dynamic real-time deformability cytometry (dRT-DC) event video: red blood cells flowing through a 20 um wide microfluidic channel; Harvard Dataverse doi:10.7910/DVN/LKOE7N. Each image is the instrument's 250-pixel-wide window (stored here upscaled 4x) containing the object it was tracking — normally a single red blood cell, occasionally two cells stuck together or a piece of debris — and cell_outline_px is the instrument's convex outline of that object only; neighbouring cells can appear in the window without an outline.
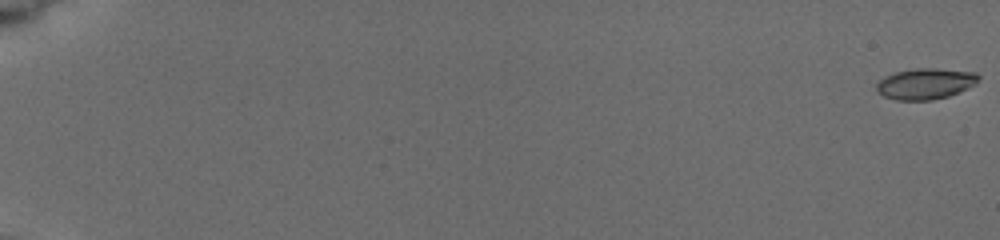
{"species": "common noctule bat (a hibernating species)", "species_latin": "Nyctalus noctula", "temperature_condition": "cold", "stored_images_in_passage": 10, "camera_frame_rate_fps": 3000, "um_per_image_px": 0.085, "animal": {"sex": "female", "body_mass_g": 19.5, "forearm_length_mm": 54.1}, "frame": {"image": 1, "passage_image": 1, "time_ms": 0.0, "image_size_px": [1000, 240], "cell_outline_px": [[980, 76], [976, 84], [968, 88], [948, 96], [932, 100], [896, 100], [884, 96], [876, 92], [876, 84], [884, 76], [896, 72], [916, 68], [936, 68], [976, 72]], "centroid_in_image_um": [78.66, 7.11], "position_along_channel_um": 6.3, "area_um2": 18.5}}
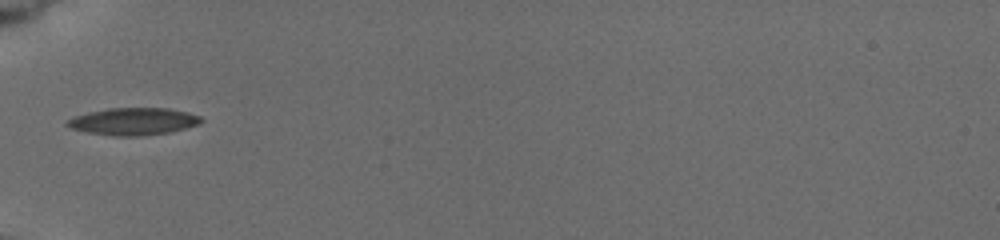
{"frame": {"image": 2, "passage_image": 9, "time_ms": 7.333, "image_size_px": [1000, 240], "cell_outline_px": [[204, 120], [200, 124], [172, 132], [140, 136], [112, 136], [88, 132], [72, 128], [64, 124], [72, 116], [88, 112], [108, 108], [168, 108], [188, 112], [200, 116]], "centroid_in_image_um": [11.36, 10.32], "position_along_channel_um": 73.6, "area_um2": 21.44}}
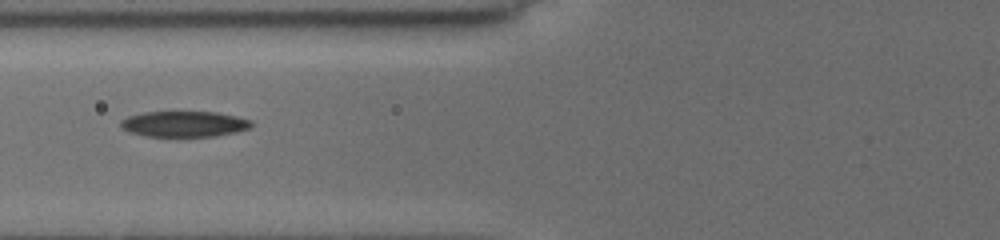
{"frame": {"image": 3, "passage_image": 10, "time_ms": 8.333, "image_size_px": [1000, 240], "cell_outline_px": [[252, 128], [236, 132], [216, 136], [148, 136], [128, 132], [120, 124], [120, 120], [128, 116], [144, 112], [216, 112], [236, 116], [252, 120]], "centroid_in_image_um": [15.68, 10.54], "position_along_channel_um": 110.1, "area_um2": 19.59}}